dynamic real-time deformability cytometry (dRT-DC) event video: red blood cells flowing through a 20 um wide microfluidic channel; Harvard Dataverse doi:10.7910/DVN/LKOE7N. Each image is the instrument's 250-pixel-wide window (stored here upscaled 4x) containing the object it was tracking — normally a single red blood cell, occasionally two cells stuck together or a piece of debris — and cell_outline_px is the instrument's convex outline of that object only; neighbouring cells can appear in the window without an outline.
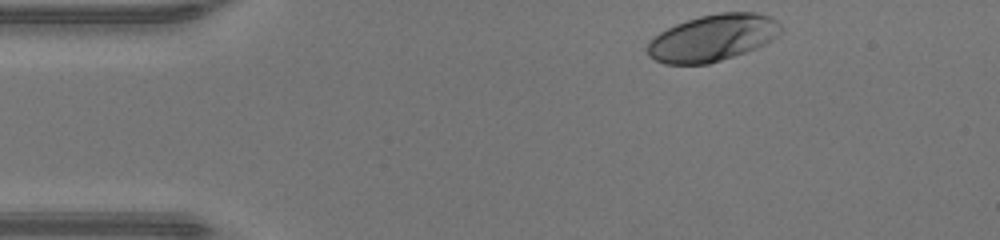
{"species": "human", "species_latin": "Homo sapiens", "temperature_condition": "warm", "stored_images_in_passage": 35, "camera_frame_rate_fps": 3000, "um_per_image_px": 0.085, "donor": {"sex": "male"}, "frame": {"image": 1, "passage_image": 1, "time_ms": 0.0, "image_size_px": [1000, 240], "cell_outline_px": [[784, 28], [772, 40], [756, 48], [708, 64], [664, 64], [648, 56], [648, 44], [660, 32], [676, 24], [700, 16], [720, 12], [756, 12], [772, 16]], "centroid_in_image_um": [60.62, 3.21], "position_along_channel_um": 24.4, "area_um2": 36.07}}
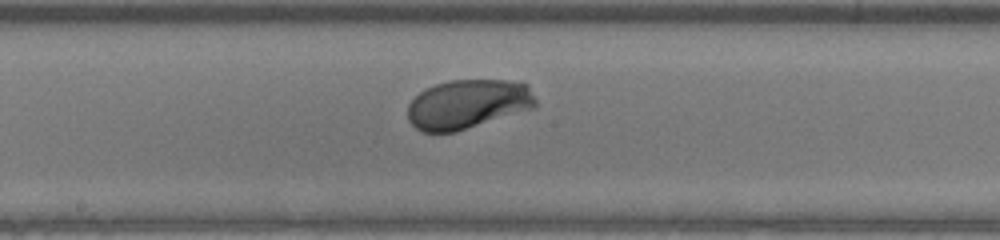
{"frame": {"image": 2, "passage_image": 19, "time_ms": 6.0, "image_size_px": [1000, 240], "cell_outline_px": [[536, 108], [456, 132], [420, 132], [408, 120], [408, 104], [420, 92], [436, 84], [448, 80], [508, 80], [528, 84], [536, 100]], "centroid_in_image_um": [39.79, 8.86], "position_along_channel_um": 208.4, "area_um2": 36.99}}
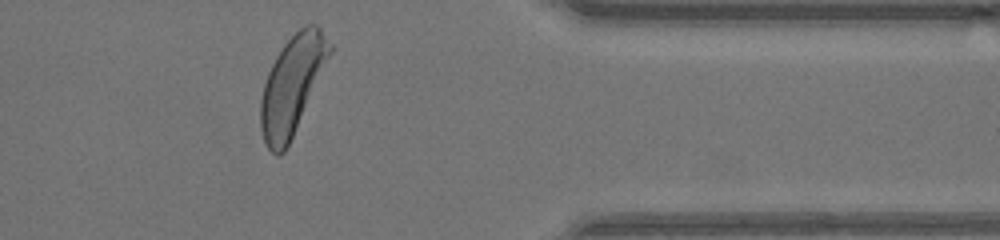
{"frame": {"image": 3, "passage_image": 33, "time_ms": 10.667, "image_size_px": [1000, 240], "cell_outline_px": [[332, 52], [292, 136], [284, 152], [280, 156], [276, 156], [264, 144], [260, 128], [260, 100], [264, 84], [268, 72], [276, 56], [284, 44], [300, 28], [308, 24], [316, 24], [320, 28], [332, 44]], "centroid_in_image_um": [24.81, 7.24], "position_along_channel_um": 386.6, "area_um2": 38.96}, "authors_computed_cell_mechanics": {"area_um2": 37.0498, "velocity_mm_per_s": 4.2454, "shape_relaxation_time_tau1_ms": 1.5143, "shape_relaxation_time_tau2_ms": null, "deformation_change_tau1": 0.1544, "deformation_change_tau2": null}}